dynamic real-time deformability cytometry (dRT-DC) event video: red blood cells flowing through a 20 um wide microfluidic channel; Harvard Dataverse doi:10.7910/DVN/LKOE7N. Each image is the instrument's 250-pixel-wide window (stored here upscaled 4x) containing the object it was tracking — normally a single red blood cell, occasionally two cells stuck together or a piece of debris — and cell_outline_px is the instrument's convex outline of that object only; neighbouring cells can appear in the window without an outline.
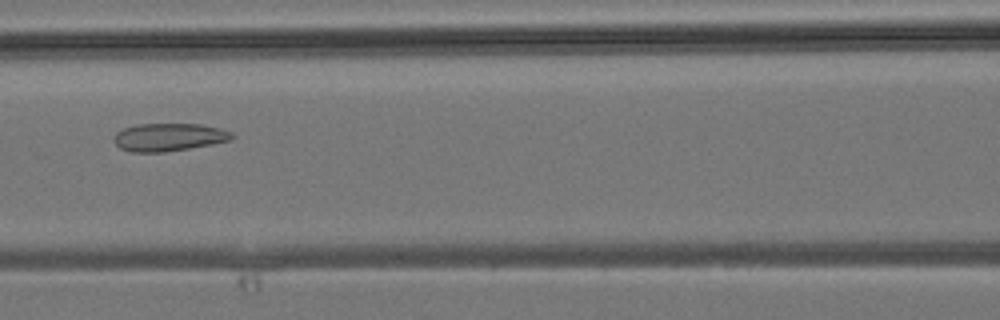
{"species": "common noctule bat (a hibernating species)", "species_latin": "Nyctalus noctula", "temperature_condition": "room temperature", "stored_images_in_passage": 32, "camera_frame_rate_fps": 3000, "um_per_image_px": 0.085, "animal": {"sex": "male", "body_mass_g": 19.2, "forearm_length_mm": 51.8}, "frame": {"image": 1, "passage_image": 15, "time_ms": 4.667, "image_size_px": [1000, 320], "cell_outline_px": [[236, 136], [232, 140], [212, 144], [164, 152], [132, 152], [120, 148], [112, 140], [112, 136], [116, 132], [124, 128], [136, 124], [200, 124], [220, 128], [232, 132]], "centroid_in_image_um": [14.34, 11.65], "position_along_channel_um": 152.3, "area_um2": 19.31}}
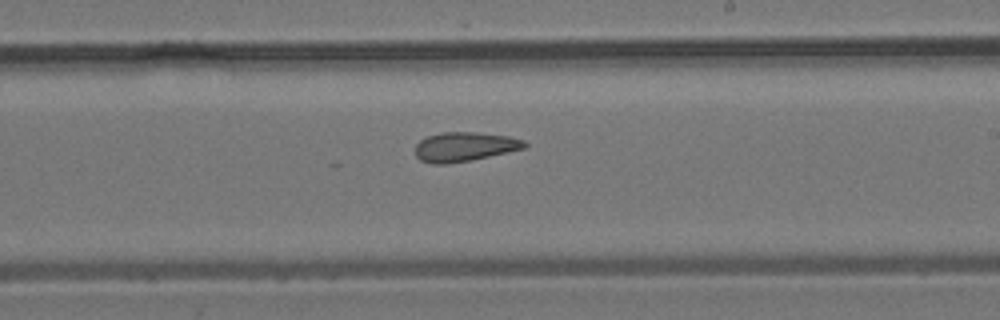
{"frame": {"image": 2, "passage_image": 21, "time_ms": 6.667, "image_size_px": [1000, 320], "cell_outline_px": [[528, 144], [524, 148], [508, 152], [472, 160], [444, 164], [432, 164], [420, 160], [416, 156], [416, 144], [420, 140], [428, 136], [440, 132], [476, 132], [508, 136], [524, 140]], "centroid_in_image_um": [39.48, 12.47], "position_along_channel_um": 249.5, "area_um2": 18.67}}
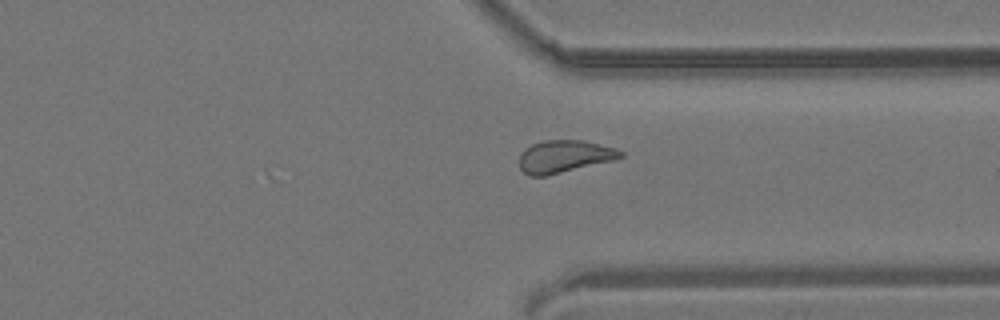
{"frame": {"image": 3, "passage_image": 28, "time_ms": 9.0, "image_size_px": [1000, 320], "cell_outline_px": [[624, 156], [616, 160], [548, 176], [528, 176], [520, 168], [520, 156], [524, 148], [532, 144], [544, 140], [580, 140], [616, 148], [624, 152]], "centroid_in_image_um": [47.98, 13.31], "position_along_channel_um": 363.4, "area_um2": 19.36}}